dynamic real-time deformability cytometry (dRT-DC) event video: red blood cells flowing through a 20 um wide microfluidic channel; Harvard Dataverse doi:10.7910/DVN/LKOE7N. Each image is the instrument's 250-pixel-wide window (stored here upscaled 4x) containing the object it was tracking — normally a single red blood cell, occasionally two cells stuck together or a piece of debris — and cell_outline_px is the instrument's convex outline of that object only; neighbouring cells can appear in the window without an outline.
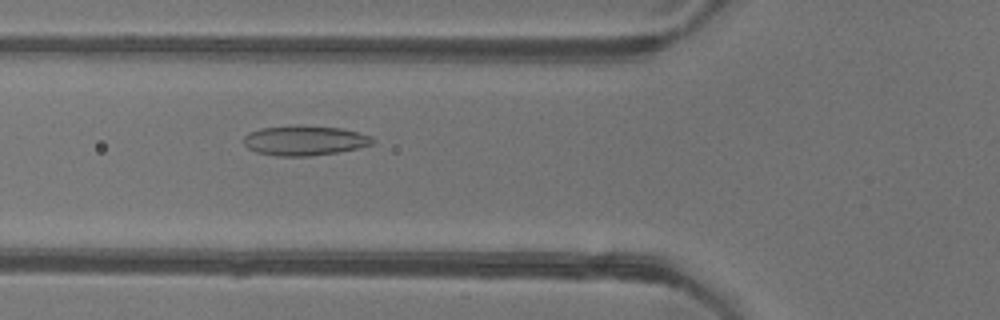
{"species": "common noctule bat (a hibernating species)", "species_latin": "Nyctalus noctula", "temperature_condition": "warm", "stored_images_in_passage": 53, "camera_frame_rate_fps": 3000, "um_per_image_px": 0.085, "animal": {"sex": "female"}, "frame": {"image": 1, "passage_image": 19, "time_ms": 6.0, "image_size_px": [1000, 320], "cell_outline_px": [[376, 140], [372, 144], [356, 148], [336, 152], [308, 156], [276, 156], [256, 152], [248, 148], [244, 144], [244, 136], [260, 128], [296, 124], [300, 124], [340, 128], [372, 136]], "centroid_in_image_um": [25.87, 11.93], "position_along_channel_um": 99.9, "area_um2": 22.48}}
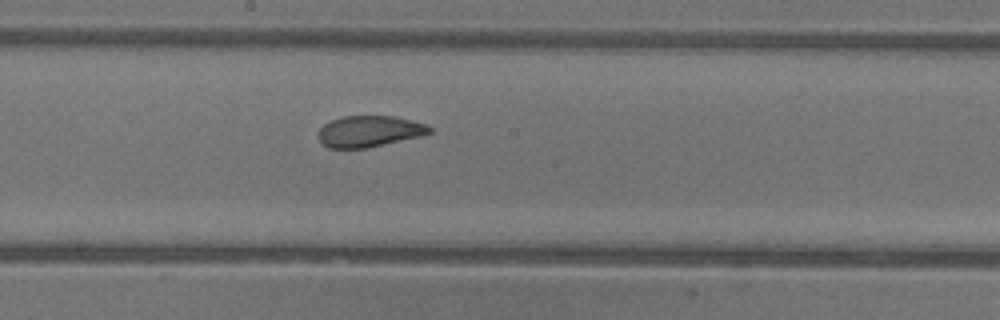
{"frame": {"image": 2, "passage_image": 28, "time_ms": 9.0, "image_size_px": [1000, 320], "cell_outline_px": [[432, 132], [420, 136], [368, 148], [328, 148], [320, 140], [320, 128], [324, 124], [332, 120], [344, 116], [396, 116], [428, 124], [432, 128]], "centroid_in_image_um": [31.44, 11.16], "position_along_channel_um": 216.8, "area_um2": 20.17}}
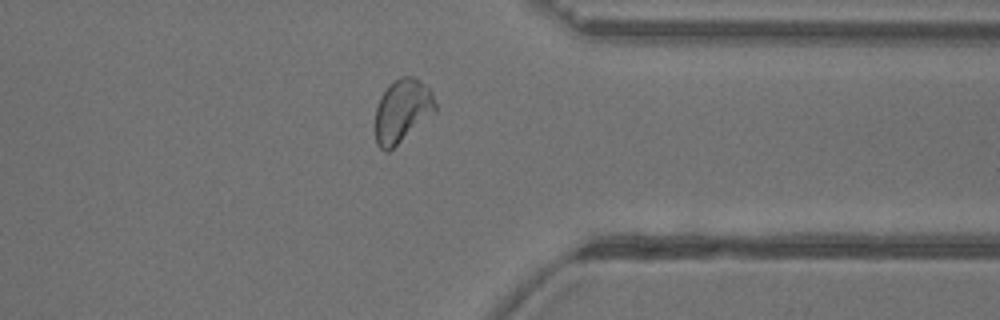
{"frame": {"image": 3, "passage_image": 41, "time_ms": 13.333, "image_size_px": [1000, 320], "cell_outline_px": [[436, 108], [388, 152], [384, 152], [376, 144], [376, 108], [380, 96], [400, 76], [412, 76], [420, 80], [432, 92], [436, 104]], "centroid_in_image_um": [34.15, 9.4], "position_along_channel_um": 377.2, "area_um2": 21.27}, "authors_computed_cell_mechanics": {"area_um2": 22.4842, "velocity_mm_per_s": 3.8856, "shape_relaxation_time_tau1_ms": 4.5275, "shape_relaxation_time_tau2_ms": 0.9179, "deformation_change_tau1": 0.1304, "deformation_change_tau2": 0.0554}}